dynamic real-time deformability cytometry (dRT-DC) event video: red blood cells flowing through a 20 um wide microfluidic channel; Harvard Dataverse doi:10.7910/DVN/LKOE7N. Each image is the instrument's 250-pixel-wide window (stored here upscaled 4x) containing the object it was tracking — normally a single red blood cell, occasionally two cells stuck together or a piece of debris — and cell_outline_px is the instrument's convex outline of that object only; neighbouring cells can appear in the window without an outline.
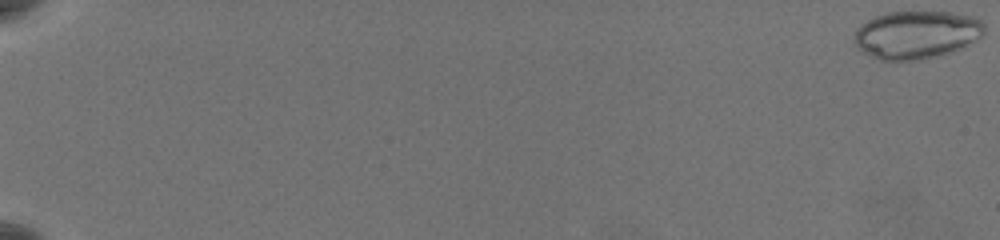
{"species": "common noctule bat (a hibernating species)", "species_latin": "Nyctalus noctula", "temperature_condition": "warm", "stored_images_in_passage": 60, "camera_frame_rate_fps": 3000, "um_per_image_px": 0.085, "animal": {"sex": "female", "body_mass_g": 19.5, "forearm_length_mm": 54.1}, "frame": {"image": 1, "passage_image": 1, "time_ms": 0.0, "image_size_px": [1000, 240], "cell_outline_px": [[984, 32], [980, 36], [956, 48], [944, 52], [928, 56], [908, 60], [880, 60], [856, 48], [856, 32], [868, 20], [876, 16], [888, 12], [948, 12], [972, 16], [980, 20], [984, 24]], "centroid_in_image_um": [77.86, 2.91], "position_along_channel_um": 7.1, "area_um2": 34.91}}
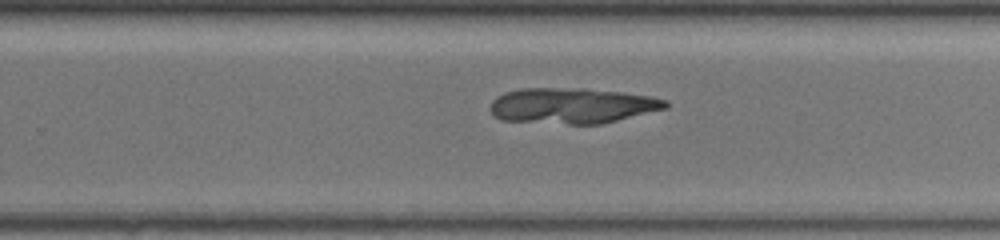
{"frame": {"image": 2, "passage_image": 42, "time_ms": 13.667, "image_size_px": [1000, 240], "cell_outline_px": [[668, 108], [600, 124], [568, 124], [500, 120], [492, 112], [492, 100], [496, 96], [504, 92], [520, 88], [584, 88], [620, 92], [648, 96], [668, 100]], "centroid_in_image_um": [48.63, 8.98], "position_along_channel_um": 281.2, "area_um2": 36.36}}
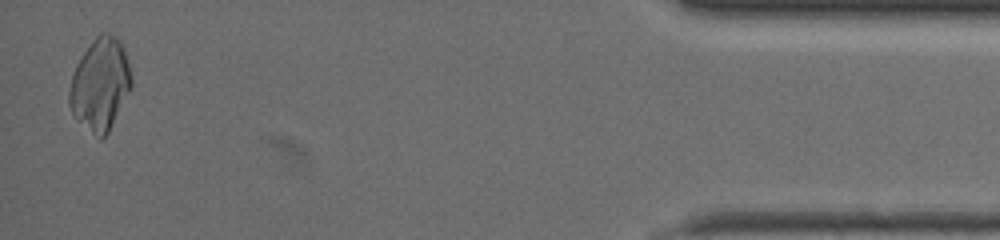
{"frame": {"image": 3, "passage_image": 59, "time_ms": 19.333, "image_size_px": [1000, 240], "cell_outline_px": [[132, 84], [108, 132], [100, 140], [76, 120], [68, 104], [68, 92], [72, 72], [80, 56], [92, 40], [100, 32], [108, 32], [116, 36], [120, 40], [124, 48], [132, 76]], "centroid_in_image_um": [8.48, 7.13], "position_along_channel_um": 426.7, "area_um2": 33.52}}